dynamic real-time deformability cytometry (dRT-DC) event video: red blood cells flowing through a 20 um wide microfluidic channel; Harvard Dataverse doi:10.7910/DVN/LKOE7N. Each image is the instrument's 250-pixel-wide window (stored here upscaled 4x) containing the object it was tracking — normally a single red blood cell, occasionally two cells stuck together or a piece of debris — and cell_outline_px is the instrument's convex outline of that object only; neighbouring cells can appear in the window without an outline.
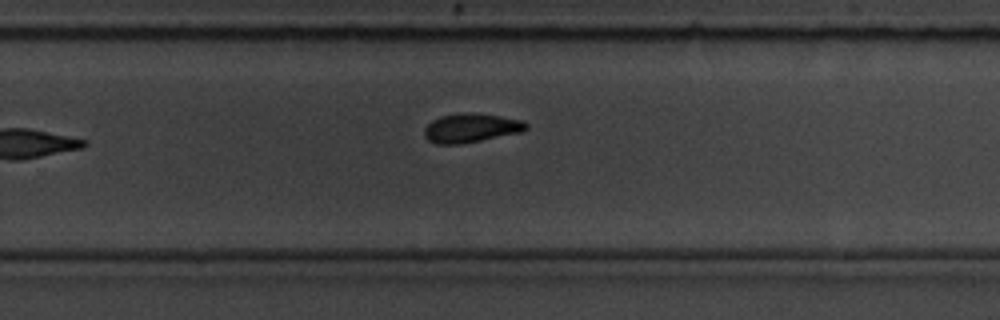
{"species": "common noctule bat (a hibernating species)", "species_latin": "Nyctalus noctula", "temperature_condition": "room temperature", "stored_images_in_passage": 11, "camera_frame_rate_fps": 3000, "um_per_image_px": 0.085, "animal": {"sex": "male", "body_mass_g": 19.5, "forearm_length_mm": 54.6}, "frame": {"image": 1, "passage_image": 11, "time_ms": 12.333, "image_size_px": [1000, 320], "cell_outline_px": [[528, 128], [524, 132], [460, 144], [436, 144], [428, 140], [424, 136], [424, 128], [432, 120], [440, 116], [464, 112], [468, 112], [500, 116], [524, 120], [528, 124]], "centroid_in_image_um": [40.06, 10.87], "position_along_channel_um": 289.7, "area_um2": 17.4}}